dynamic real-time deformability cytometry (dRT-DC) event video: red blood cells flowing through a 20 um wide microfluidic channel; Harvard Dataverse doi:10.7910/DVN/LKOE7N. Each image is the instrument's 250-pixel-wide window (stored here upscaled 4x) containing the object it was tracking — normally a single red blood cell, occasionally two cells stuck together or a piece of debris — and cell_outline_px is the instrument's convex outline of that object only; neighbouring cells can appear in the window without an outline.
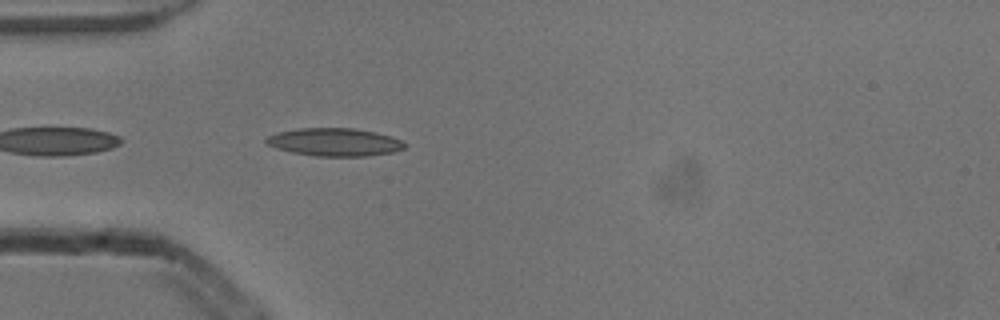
{"species": "common noctule bat (a hibernating species)", "species_latin": "Nyctalus noctula", "temperature_condition": "cold", "stored_images_in_passage": 4, "camera_frame_rate_fps": 3000, "um_per_image_px": 0.085, "animal": {"sex": "male", "body_mass_g": 13.3}, "frame": {"image": 1, "passage_image": 4, "time_ms": 1.0, "image_size_px": [1000, 320], "cell_outline_px": [[408, 144], [404, 148], [392, 152], [368, 156], [316, 156], [292, 152], [276, 148], [268, 144], [264, 140], [268, 136], [276, 132], [300, 128], [352, 128], [376, 132], [400, 140]], "centroid_in_image_um": [28.43, 12.08], "position_along_channel_um": 56.6, "area_um2": 22.43}}